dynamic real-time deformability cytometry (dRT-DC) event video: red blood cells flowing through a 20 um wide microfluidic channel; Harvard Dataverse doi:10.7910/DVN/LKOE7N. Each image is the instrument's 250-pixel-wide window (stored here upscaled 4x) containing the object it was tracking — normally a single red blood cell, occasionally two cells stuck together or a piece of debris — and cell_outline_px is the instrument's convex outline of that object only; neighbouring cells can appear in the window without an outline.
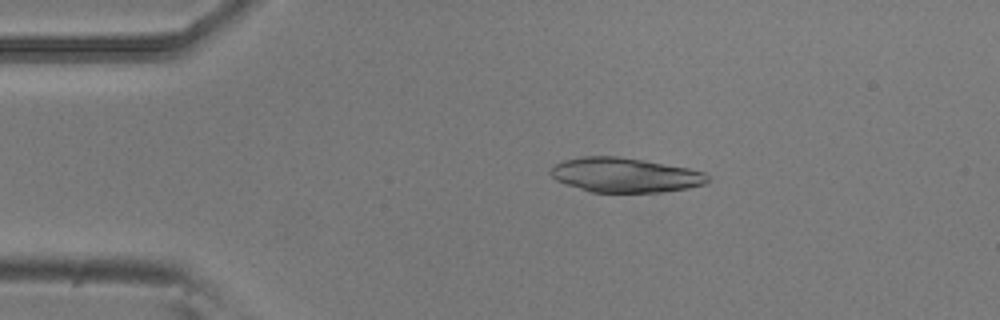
{"species": "common noctule bat (a hibernating species)", "species_latin": "Nyctalus noctula", "temperature_condition": "room temperature", "stored_images_in_passage": 25, "camera_frame_rate_fps": 3000, "um_per_image_px": 0.085, "animal": {"sex": "male", "body_mass_g": 20.5, "forearm_length_mm": 52.5}, "frame": {"image": 1, "passage_image": 2, "time_ms": 0.333, "image_size_px": [1000, 320], "cell_outline_px": [[708, 180], [704, 184], [688, 188], [660, 192], [588, 192], [556, 180], [548, 172], [556, 164], [564, 160], [584, 156], [616, 156], [644, 160], [688, 168], [704, 172], [708, 176]], "centroid_in_image_um": [53.11, 14.88], "position_along_channel_um": 31.9, "area_um2": 31.5}}